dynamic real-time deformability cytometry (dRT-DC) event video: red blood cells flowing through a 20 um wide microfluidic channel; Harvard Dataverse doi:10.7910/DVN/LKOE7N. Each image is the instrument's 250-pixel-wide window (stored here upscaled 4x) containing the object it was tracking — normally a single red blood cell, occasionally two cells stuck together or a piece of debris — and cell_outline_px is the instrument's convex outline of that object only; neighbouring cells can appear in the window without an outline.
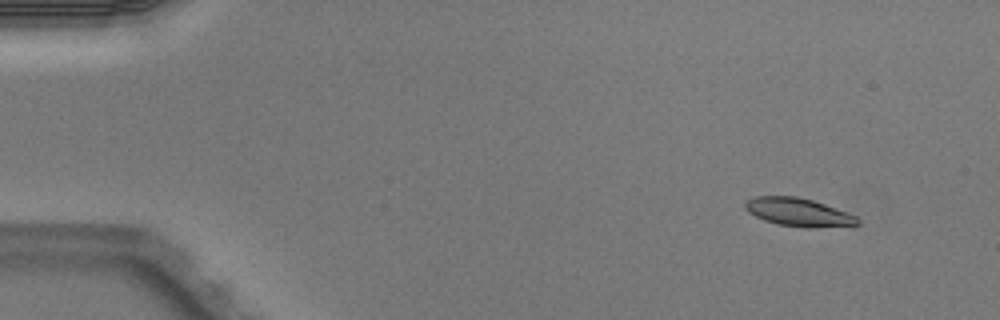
{"species": "Egyptian fruit bat (a non-hibernating species)", "species_latin": "Rousettus aegyptiacus", "temperature_condition": "warm", "stored_images_in_passage": 4, "camera_frame_rate_fps": 3000, "um_per_image_px": 0.085, "animal": {"sex": "male"}, "frame": {"image": 1, "passage_image": 1, "time_ms": 0.0, "image_size_px": [1000, 320], "cell_outline_px": [[860, 224], [812, 228], [804, 228], [776, 224], [764, 220], [748, 212], [744, 208], [744, 204], [748, 200], [756, 196], [796, 196], [812, 200], [824, 204], [856, 216], [860, 220]], "centroid_in_image_um": [67.84, 18.04], "position_along_channel_um": 17.2, "area_um2": 18.38}}
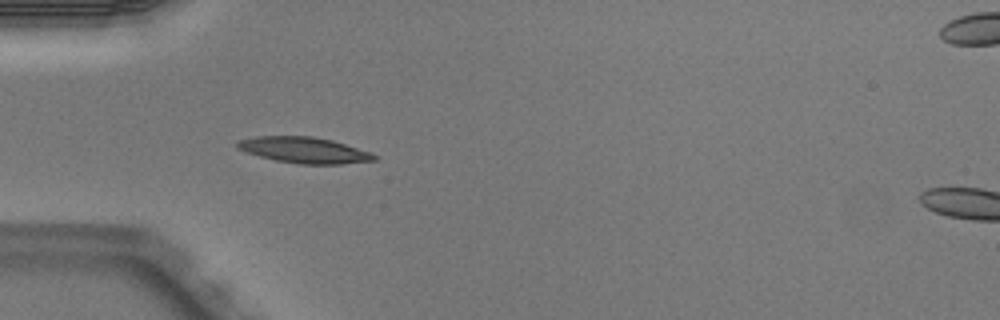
{"frame": {"image": 2, "passage_image": 4, "time_ms": 1.0, "image_size_px": [1000, 320], "cell_outline_px": [[376, 160], [340, 164], [300, 164], [276, 160], [260, 156], [236, 148], [236, 144], [240, 140], [256, 136], [312, 136], [332, 140], [372, 152], [376, 156]], "centroid_in_image_um": [25.88, 12.75], "position_along_channel_um": 59.1, "area_um2": 20.58}}